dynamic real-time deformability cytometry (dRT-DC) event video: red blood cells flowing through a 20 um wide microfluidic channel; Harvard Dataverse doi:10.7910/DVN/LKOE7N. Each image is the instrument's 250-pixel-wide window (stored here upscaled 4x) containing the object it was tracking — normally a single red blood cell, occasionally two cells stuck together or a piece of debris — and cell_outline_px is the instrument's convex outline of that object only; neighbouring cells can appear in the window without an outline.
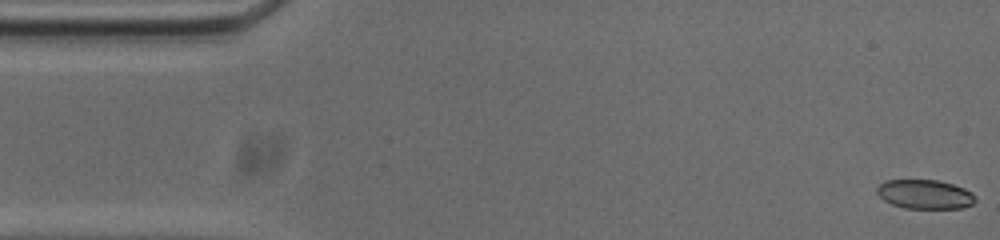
{"species": "common noctule bat (a hibernating species)", "species_latin": "Nyctalus noctula", "temperature_condition": "cold", "stored_images_in_passage": 53, "camera_frame_rate_fps": 3000, "um_per_image_px": 0.085, "animal": {"sex": "male", "body_mass_g": 20.0, "forearm_length_mm": 53.3}, "frame": {"image": 1, "passage_image": 1, "time_ms": 0.0, "image_size_px": [1000, 240], "cell_outline_px": [[976, 200], [972, 204], [964, 208], [904, 208], [892, 204], [884, 200], [876, 192], [876, 188], [884, 180], [936, 180], [952, 184], [964, 188], [972, 192]], "centroid_in_image_um": [78.61, 16.51], "position_along_channel_um": 6.4, "area_um2": 16.7}}
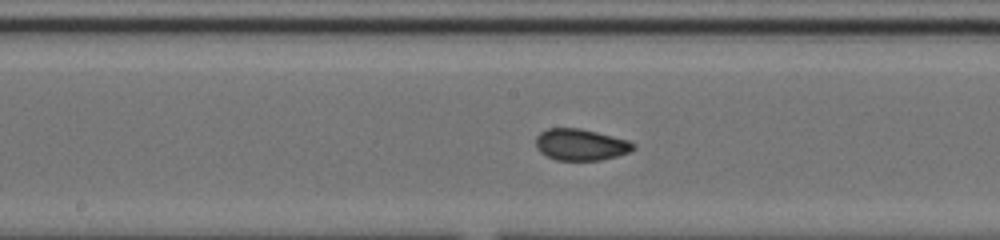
{"frame": {"image": 2, "passage_image": 26, "time_ms": 8.333, "image_size_px": [1000, 240], "cell_outline_px": [[636, 148], [628, 152], [616, 156], [600, 160], [556, 160], [540, 152], [536, 148], [536, 136], [540, 132], [548, 128], [580, 128], [628, 140], [636, 144]], "centroid_in_image_um": [49.35, 12.29], "position_along_channel_um": 198.9, "area_um2": 17.86}}
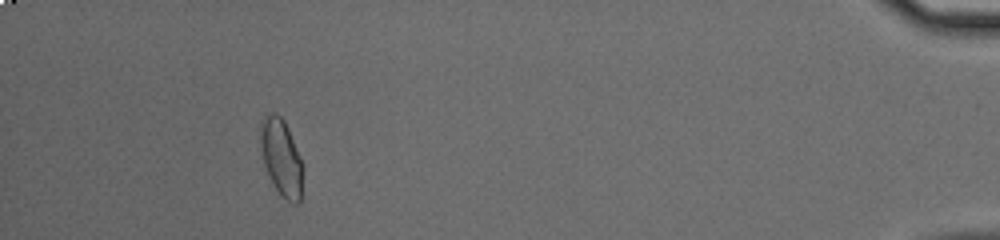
{"frame": {"image": 3, "passage_image": 49, "time_ms": 16.0, "image_size_px": [1000, 240], "cell_outline_px": [[304, 168], [300, 204], [292, 204], [280, 196], [268, 176], [264, 164], [260, 148], [260, 120], [268, 112], [276, 112], [284, 120], [288, 128], [304, 164]], "centroid_in_image_um": [23.92, 13.4], "position_along_channel_um": 411.3, "area_um2": 19.71}, "authors_computed_cell_mechanics": {"area_um2": 17.8602, "velocity_mm_per_s": 3.7334, "shape_relaxation_time_tau1_ms": null, "shape_relaxation_time_tau2_ms": 0.9713, "deformation_change_tau1": null, "deformation_change_tau2": 0.0434}}